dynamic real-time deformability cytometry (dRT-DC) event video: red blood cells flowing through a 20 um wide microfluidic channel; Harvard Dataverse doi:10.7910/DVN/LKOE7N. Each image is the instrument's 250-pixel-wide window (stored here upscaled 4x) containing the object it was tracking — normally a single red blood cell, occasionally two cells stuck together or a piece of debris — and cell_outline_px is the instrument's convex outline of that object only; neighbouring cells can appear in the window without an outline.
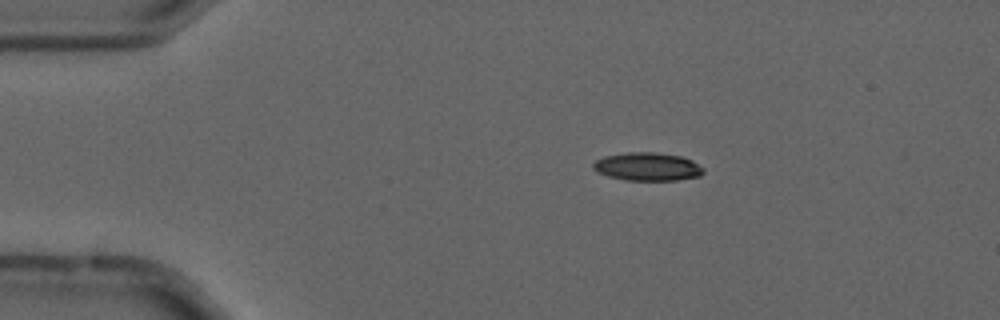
{"species": "common noctule bat (a hibernating species)", "species_latin": "Nyctalus noctula", "temperature_condition": "cold", "stored_images_in_passage": 4, "camera_frame_rate_fps": 3000, "um_per_image_px": 0.085, "animal": {"sex": "male", "forearm_length_mm": 52.5}, "frame": {"image": 1, "passage_image": 2, "time_ms": 0.333, "image_size_px": [1000, 320], "cell_outline_px": [[704, 172], [700, 176], [676, 180], [624, 180], [608, 176], [596, 172], [592, 168], [592, 164], [596, 160], [604, 156], [628, 152], [656, 152], [680, 156], [692, 160], [704, 168]], "centroid_in_image_um": [55.02, 14.16], "position_along_channel_um": 30.0, "area_um2": 18.21}}